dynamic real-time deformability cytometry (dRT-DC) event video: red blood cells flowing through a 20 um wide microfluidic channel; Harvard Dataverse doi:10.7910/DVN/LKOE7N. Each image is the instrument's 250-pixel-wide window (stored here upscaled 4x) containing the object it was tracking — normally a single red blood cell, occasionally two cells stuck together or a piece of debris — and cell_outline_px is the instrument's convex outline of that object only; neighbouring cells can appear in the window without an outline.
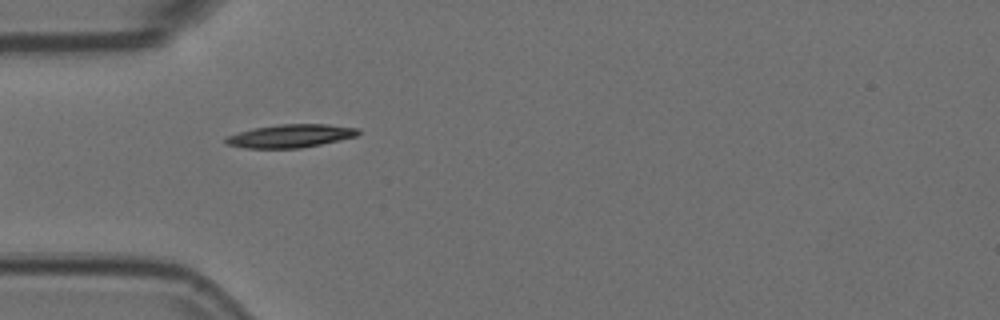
{"species": "Egyptian fruit bat (a non-hibernating species)", "species_latin": "Rousettus aegyptiacus", "temperature_condition": "room temperature", "stored_images_in_passage": 39, "camera_frame_rate_fps": 3000, "um_per_image_px": 0.085, "animal": {"sex": "female"}, "frame": {"image": 1, "passage_image": 1, "time_ms": 0.0, "image_size_px": [1000, 320], "cell_outline_px": [[360, 132], [356, 136], [320, 144], [300, 148], [244, 148], [224, 144], [224, 136], [252, 128], [280, 124], [328, 124], [360, 128]], "centroid_in_image_um": [24.63, 11.55], "position_along_channel_um": 60.4, "area_um2": 18.03}}
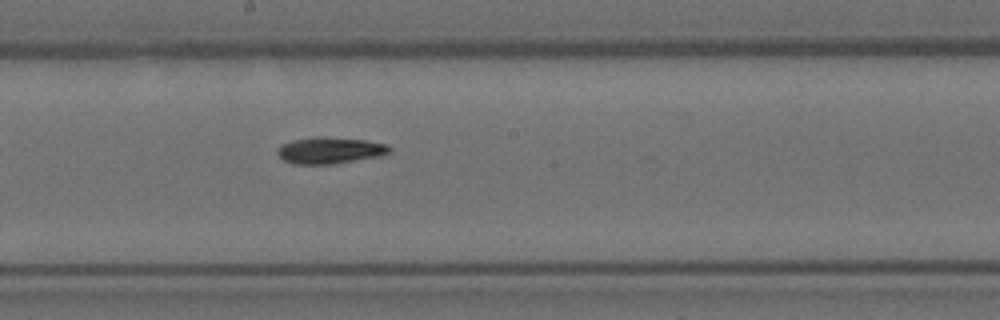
{"frame": {"image": 2, "passage_image": 14, "time_ms": 4.333, "image_size_px": [1000, 320], "cell_outline_px": [[392, 152], [384, 156], [332, 164], [292, 164], [284, 160], [276, 152], [276, 148], [292, 140], [316, 136], [324, 136], [364, 140], [388, 144], [392, 148]], "centroid_in_image_um": [28.09, 12.78], "position_along_channel_um": 220.1, "area_um2": 17.63}}
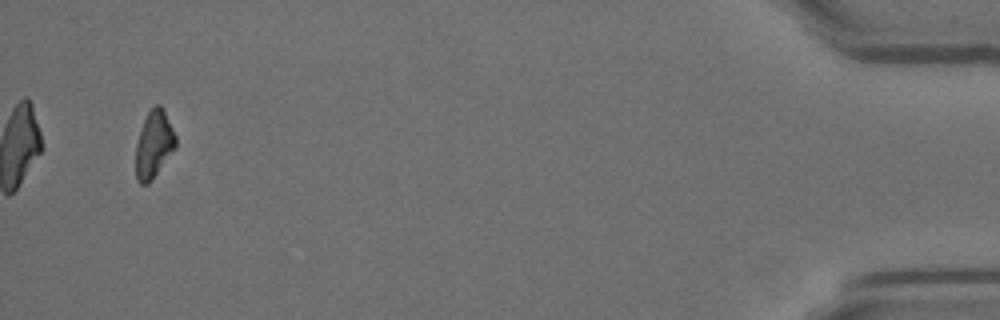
{"frame": {"image": 3, "passage_image": 37, "time_ms": 12.0, "image_size_px": [1000, 320], "cell_outline_px": [[176, 148], [152, 180], [148, 184], [140, 184], [136, 180], [136, 144], [144, 120], [148, 112], [156, 104], [160, 104], [164, 108], [176, 136]], "centroid_in_image_um": [13.1, 12.28], "position_along_channel_um": 422.1, "area_um2": 15.72}, "authors_computed_cell_mechanics": {"area_um2": 16.8198, "velocity_mm_per_s": 3.7345, "shape_relaxation_time_tau1_ms": 3.4271, "shape_relaxation_time_tau2_ms": 6.924, "deformation_change_tau1": 0.1558, "deformation_change_tau2": 0.1463}}